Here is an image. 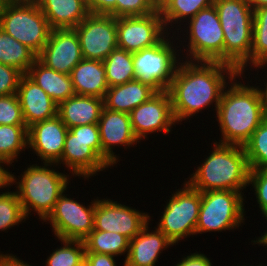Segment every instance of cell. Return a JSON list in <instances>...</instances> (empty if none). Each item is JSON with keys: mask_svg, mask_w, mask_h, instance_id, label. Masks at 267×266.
I'll return each mask as SVG.
<instances>
[{"mask_svg": "<svg viewBox=\"0 0 267 266\" xmlns=\"http://www.w3.org/2000/svg\"><path fill=\"white\" fill-rule=\"evenodd\" d=\"M238 74L233 66L223 62H181L167 90L176 123L189 120L214 102L217 111L223 90Z\"/></svg>", "mask_w": 267, "mask_h": 266, "instance_id": "1", "label": "cell"}, {"mask_svg": "<svg viewBox=\"0 0 267 266\" xmlns=\"http://www.w3.org/2000/svg\"><path fill=\"white\" fill-rule=\"evenodd\" d=\"M238 77L223 90L215 112L222 136L218 143L243 146L265 118L256 87L237 82Z\"/></svg>", "mask_w": 267, "mask_h": 266, "instance_id": "2", "label": "cell"}, {"mask_svg": "<svg viewBox=\"0 0 267 266\" xmlns=\"http://www.w3.org/2000/svg\"><path fill=\"white\" fill-rule=\"evenodd\" d=\"M210 152L186 182L200 192L232 190L242 193L249 186L250 173L244 147L216 141Z\"/></svg>", "mask_w": 267, "mask_h": 266, "instance_id": "3", "label": "cell"}, {"mask_svg": "<svg viewBox=\"0 0 267 266\" xmlns=\"http://www.w3.org/2000/svg\"><path fill=\"white\" fill-rule=\"evenodd\" d=\"M43 164L44 166L29 165L21 174V180L9 172V186L14 183L17 185L15 192L26 217L34 210L39 219L45 221L54 210L59 196L68 188L70 178L69 174L49 168L53 163Z\"/></svg>", "mask_w": 267, "mask_h": 266, "instance_id": "4", "label": "cell"}, {"mask_svg": "<svg viewBox=\"0 0 267 266\" xmlns=\"http://www.w3.org/2000/svg\"><path fill=\"white\" fill-rule=\"evenodd\" d=\"M223 29L224 63L243 76L251 65L254 10L248 0H214Z\"/></svg>", "mask_w": 267, "mask_h": 266, "instance_id": "5", "label": "cell"}, {"mask_svg": "<svg viewBox=\"0 0 267 266\" xmlns=\"http://www.w3.org/2000/svg\"><path fill=\"white\" fill-rule=\"evenodd\" d=\"M0 28L37 56L49 40L52 28L37 2L10 0L0 16Z\"/></svg>", "mask_w": 267, "mask_h": 266, "instance_id": "6", "label": "cell"}, {"mask_svg": "<svg viewBox=\"0 0 267 266\" xmlns=\"http://www.w3.org/2000/svg\"><path fill=\"white\" fill-rule=\"evenodd\" d=\"M169 34L171 33H168L156 45L133 53L135 80L150 86L156 92L169 89L181 63L179 62L180 55L177 54L179 49L173 46V40L172 42L170 40L173 36L170 38Z\"/></svg>", "mask_w": 267, "mask_h": 266, "instance_id": "7", "label": "cell"}, {"mask_svg": "<svg viewBox=\"0 0 267 266\" xmlns=\"http://www.w3.org/2000/svg\"><path fill=\"white\" fill-rule=\"evenodd\" d=\"M244 193L232 190L201 192L196 235L236 229L244 223Z\"/></svg>", "mask_w": 267, "mask_h": 266, "instance_id": "8", "label": "cell"}, {"mask_svg": "<svg viewBox=\"0 0 267 266\" xmlns=\"http://www.w3.org/2000/svg\"><path fill=\"white\" fill-rule=\"evenodd\" d=\"M187 61L224 63V35L214 4L187 20ZM189 28V31H188ZM189 52V53H188ZM189 56V57H188ZM190 58V59H189Z\"/></svg>", "mask_w": 267, "mask_h": 266, "instance_id": "9", "label": "cell"}, {"mask_svg": "<svg viewBox=\"0 0 267 266\" xmlns=\"http://www.w3.org/2000/svg\"><path fill=\"white\" fill-rule=\"evenodd\" d=\"M182 189L172 194L166 203L157 228L176 245L183 238L196 235V225L201 205V192L186 181Z\"/></svg>", "mask_w": 267, "mask_h": 266, "instance_id": "10", "label": "cell"}, {"mask_svg": "<svg viewBox=\"0 0 267 266\" xmlns=\"http://www.w3.org/2000/svg\"><path fill=\"white\" fill-rule=\"evenodd\" d=\"M64 193L59 196L54 210L44 222L49 221L57 239L83 241L94 229L96 199L86 207Z\"/></svg>", "mask_w": 267, "mask_h": 266, "instance_id": "11", "label": "cell"}, {"mask_svg": "<svg viewBox=\"0 0 267 266\" xmlns=\"http://www.w3.org/2000/svg\"><path fill=\"white\" fill-rule=\"evenodd\" d=\"M74 29L84 59L104 61L118 47L117 18L112 15L90 13Z\"/></svg>", "mask_w": 267, "mask_h": 266, "instance_id": "12", "label": "cell"}, {"mask_svg": "<svg viewBox=\"0 0 267 266\" xmlns=\"http://www.w3.org/2000/svg\"><path fill=\"white\" fill-rule=\"evenodd\" d=\"M165 29V30H164ZM161 13L117 17L118 48L134 53L159 43L169 32Z\"/></svg>", "mask_w": 267, "mask_h": 266, "instance_id": "13", "label": "cell"}, {"mask_svg": "<svg viewBox=\"0 0 267 266\" xmlns=\"http://www.w3.org/2000/svg\"><path fill=\"white\" fill-rule=\"evenodd\" d=\"M150 221L147 213L140 212L133 207L117 201L97 199L94 211V229L100 231L117 232L133 239Z\"/></svg>", "mask_w": 267, "mask_h": 266, "instance_id": "14", "label": "cell"}, {"mask_svg": "<svg viewBox=\"0 0 267 266\" xmlns=\"http://www.w3.org/2000/svg\"><path fill=\"white\" fill-rule=\"evenodd\" d=\"M133 132L138 140L148 138L149 133H170L176 124L168 91L157 92L130 113ZM144 138V139H143Z\"/></svg>", "mask_w": 267, "mask_h": 266, "instance_id": "15", "label": "cell"}, {"mask_svg": "<svg viewBox=\"0 0 267 266\" xmlns=\"http://www.w3.org/2000/svg\"><path fill=\"white\" fill-rule=\"evenodd\" d=\"M63 164L72 175L90 179L97 172L110 166L102 159V145L100 140L78 139L67 131L64 150L61 159L56 163ZM90 177V178H89Z\"/></svg>", "mask_w": 267, "mask_h": 266, "instance_id": "16", "label": "cell"}, {"mask_svg": "<svg viewBox=\"0 0 267 266\" xmlns=\"http://www.w3.org/2000/svg\"><path fill=\"white\" fill-rule=\"evenodd\" d=\"M37 58L52 70L70 75L83 59L75 29H52L49 40Z\"/></svg>", "mask_w": 267, "mask_h": 266, "instance_id": "17", "label": "cell"}, {"mask_svg": "<svg viewBox=\"0 0 267 266\" xmlns=\"http://www.w3.org/2000/svg\"><path fill=\"white\" fill-rule=\"evenodd\" d=\"M97 124L102 145V159L110 167L119 161L118 156L112 150L113 147L125 146L124 148H127L140 142L133 132L128 113L112 111L103 107Z\"/></svg>", "mask_w": 267, "mask_h": 266, "instance_id": "18", "label": "cell"}, {"mask_svg": "<svg viewBox=\"0 0 267 266\" xmlns=\"http://www.w3.org/2000/svg\"><path fill=\"white\" fill-rule=\"evenodd\" d=\"M68 127L56 115L53 118L33 123L28 127V148H31L43 163H56L61 159Z\"/></svg>", "mask_w": 267, "mask_h": 266, "instance_id": "19", "label": "cell"}, {"mask_svg": "<svg viewBox=\"0 0 267 266\" xmlns=\"http://www.w3.org/2000/svg\"><path fill=\"white\" fill-rule=\"evenodd\" d=\"M16 94L27 127L57 115L58 105L26 74L22 76Z\"/></svg>", "mask_w": 267, "mask_h": 266, "instance_id": "20", "label": "cell"}, {"mask_svg": "<svg viewBox=\"0 0 267 266\" xmlns=\"http://www.w3.org/2000/svg\"><path fill=\"white\" fill-rule=\"evenodd\" d=\"M149 222L130 240L124 266H155L161 251L174 244L157 227L150 232Z\"/></svg>", "mask_w": 267, "mask_h": 266, "instance_id": "21", "label": "cell"}, {"mask_svg": "<svg viewBox=\"0 0 267 266\" xmlns=\"http://www.w3.org/2000/svg\"><path fill=\"white\" fill-rule=\"evenodd\" d=\"M104 99L74 94L58 105L57 115L69 128L98 123Z\"/></svg>", "mask_w": 267, "mask_h": 266, "instance_id": "22", "label": "cell"}, {"mask_svg": "<svg viewBox=\"0 0 267 266\" xmlns=\"http://www.w3.org/2000/svg\"><path fill=\"white\" fill-rule=\"evenodd\" d=\"M75 94L104 99L109 86L103 61L82 59L70 73Z\"/></svg>", "mask_w": 267, "mask_h": 266, "instance_id": "23", "label": "cell"}, {"mask_svg": "<svg viewBox=\"0 0 267 266\" xmlns=\"http://www.w3.org/2000/svg\"><path fill=\"white\" fill-rule=\"evenodd\" d=\"M52 29L75 28L90 13L86 0H38Z\"/></svg>", "mask_w": 267, "mask_h": 266, "instance_id": "24", "label": "cell"}, {"mask_svg": "<svg viewBox=\"0 0 267 266\" xmlns=\"http://www.w3.org/2000/svg\"><path fill=\"white\" fill-rule=\"evenodd\" d=\"M156 93L150 86L134 79L121 85L109 87L104 97V107L129 114Z\"/></svg>", "mask_w": 267, "mask_h": 266, "instance_id": "25", "label": "cell"}, {"mask_svg": "<svg viewBox=\"0 0 267 266\" xmlns=\"http://www.w3.org/2000/svg\"><path fill=\"white\" fill-rule=\"evenodd\" d=\"M26 75L39 85L57 105L75 94L70 75L52 70L38 58Z\"/></svg>", "mask_w": 267, "mask_h": 266, "instance_id": "26", "label": "cell"}, {"mask_svg": "<svg viewBox=\"0 0 267 266\" xmlns=\"http://www.w3.org/2000/svg\"><path fill=\"white\" fill-rule=\"evenodd\" d=\"M37 55L0 28V63L17 68L26 74Z\"/></svg>", "mask_w": 267, "mask_h": 266, "instance_id": "27", "label": "cell"}, {"mask_svg": "<svg viewBox=\"0 0 267 266\" xmlns=\"http://www.w3.org/2000/svg\"><path fill=\"white\" fill-rule=\"evenodd\" d=\"M85 252L118 256L129 252L130 239L117 232H106L93 229L83 240ZM127 252V253H126Z\"/></svg>", "mask_w": 267, "mask_h": 266, "instance_id": "28", "label": "cell"}, {"mask_svg": "<svg viewBox=\"0 0 267 266\" xmlns=\"http://www.w3.org/2000/svg\"><path fill=\"white\" fill-rule=\"evenodd\" d=\"M28 147L26 125H0V162L10 165Z\"/></svg>", "mask_w": 267, "mask_h": 266, "instance_id": "29", "label": "cell"}, {"mask_svg": "<svg viewBox=\"0 0 267 266\" xmlns=\"http://www.w3.org/2000/svg\"><path fill=\"white\" fill-rule=\"evenodd\" d=\"M103 63L109 87L121 85L135 79L133 53L117 47Z\"/></svg>", "mask_w": 267, "mask_h": 266, "instance_id": "30", "label": "cell"}, {"mask_svg": "<svg viewBox=\"0 0 267 266\" xmlns=\"http://www.w3.org/2000/svg\"><path fill=\"white\" fill-rule=\"evenodd\" d=\"M267 64V6L254 9L251 67L264 68Z\"/></svg>", "mask_w": 267, "mask_h": 266, "instance_id": "31", "label": "cell"}, {"mask_svg": "<svg viewBox=\"0 0 267 266\" xmlns=\"http://www.w3.org/2000/svg\"><path fill=\"white\" fill-rule=\"evenodd\" d=\"M213 4L214 0H173L161 13L166 30L168 31L169 29V23H171L170 26H172L173 24L176 25L181 22H187L185 19H191L200 10L210 7Z\"/></svg>", "mask_w": 267, "mask_h": 266, "instance_id": "32", "label": "cell"}, {"mask_svg": "<svg viewBox=\"0 0 267 266\" xmlns=\"http://www.w3.org/2000/svg\"><path fill=\"white\" fill-rule=\"evenodd\" d=\"M250 169H267V119L243 145Z\"/></svg>", "mask_w": 267, "mask_h": 266, "instance_id": "33", "label": "cell"}, {"mask_svg": "<svg viewBox=\"0 0 267 266\" xmlns=\"http://www.w3.org/2000/svg\"><path fill=\"white\" fill-rule=\"evenodd\" d=\"M63 247L56 248L47 258L46 266H84L83 241L58 239Z\"/></svg>", "mask_w": 267, "mask_h": 266, "instance_id": "34", "label": "cell"}, {"mask_svg": "<svg viewBox=\"0 0 267 266\" xmlns=\"http://www.w3.org/2000/svg\"><path fill=\"white\" fill-rule=\"evenodd\" d=\"M26 218L17 193L0 192V231H7L15 225L18 226Z\"/></svg>", "mask_w": 267, "mask_h": 266, "instance_id": "35", "label": "cell"}, {"mask_svg": "<svg viewBox=\"0 0 267 266\" xmlns=\"http://www.w3.org/2000/svg\"><path fill=\"white\" fill-rule=\"evenodd\" d=\"M0 125H26L17 94L0 96Z\"/></svg>", "mask_w": 267, "mask_h": 266, "instance_id": "36", "label": "cell"}, {"mask_svg": "<svg viewBox=\"0 0 267 266\" xmlns=\"http://www.w3.org/2000/svg\"><path fill=\"white\" fill-rule=\"evenodd\" d=\"M252 184L262 217L267 220V169H250L248 185Z\"/></svg>", "mask_w": 267, "mask_h": 266, "instance_id": "37", "label": "cell"}, {"mask_svg": "<svg viewBox=\"0 0 267 266\" xmlns=\"http://www.w3.org/2000/svg\"><path fill=\"white\" fill-rule=\"evenodd\" d=\"M151 0H117L116 18L144 16L154 13Z\"/></svg>", "mask_w": 267, "mask_h": 266, "instance_id": "38", "label": "cell"}, {"mask_svg": "<svg viewBox=\"0 0 267 266\" xmlns=\"http://www.w3.org/2000/svg\"><path fill=\"white\" fill-rule=\"evenodd\" d=\"M23 75L17 68L0 63V96L16 94Z\"/></svg>", "mask_w": 267, "mask_h": 266, "instance_id": "39", "label": "cell"}, {"mask_svg": "<svg viewBox=\"0 0 267 266\" xmlns=\"http://www.w3.org/2000/svg\"><path fill=\"white\" fill-rule=\"evenodd\" d=\"M117 0H86V4L91 14L112 15L116 18Z\"/></svg>", "mask_w": 267, "mask_h": 266, "instance_id": "40", "label": "cell"}, {"mask_svg": "<svg viewBox=\"0 0 267 266\" xmlns=\"http://www.w3.org/2000/svg\"><path fill=\"white\" fill-rule=\"evenodd\" d=\"M114 257L109 254L85 252L84 266H117Z\"/></svg>", "mask_w": 267, "mask_h": 266, "instance_id": "41", "label": "cell"}, {"mask_svg": "<svg viewBox=\"0 0 267 266\" xmlns=\"http://www.w3.org/2000/svg\"><path fill=\"white\" fill-rule=\"evenodd\" d=\"M69 131L78 139L100 140L99 127L97 123L69 128Z\"/></svg>", "mask_w": 267, "mask_h": 266, "instance_id": "42", "label": "cell"}, {"mask_svg": "<svg viewBox=\"0 0 267 266\" xmlns=\"http://www.w3.org/2000/svg\"><path fill=\"white\" fill-rule=\"evenodd\" d=\"M176 266H213L211 260L203 253H191L182 258Z\"/></svg>", "mask_w": 267, "mask_h": 266, "instance_id": "43", "label": "cell"}, {"mask_svg": "<svg viewBox=\"0 0 267 266\" xmlns=\"http://www.w3.org/2000/svg\"><path fill=\"white\" fill-rule=\"evenodd\" d=\"M0 266H32L20 260L19 257L13 254H1L0 253Z\"/></svg>", "mask_w": 267, "mask_h": 266, "instance_id": "44", "label": "cell"}, {"mask_svg": "<svg viewBox=\"0 0 267 266\" xmlns=\"http://www.w3.org/2000/svg\"><path fill=\"white\" fill-rule=\"evenodd\" d=\"M264 86L265 88H261V87L259 88V86L255 85L258 91L259 97H260V102H261L264 118L267 119V82L266 81L264 82Z\"/></svg>", "mask_w": 267, "mask_h": 266, "instance_id": "45", "label": "cell"}, {"mask_svg": "<svg viewBox=\"0 0 267 266\" xmlns=\"http://www.w3.org/2000/svg\"><path fill=\"white\" fill-rule=\"evenodd\" d=\"M173 0H151L155 12L162 13Z\"/></svg>", "mask_w": 267, "mask_h": 266, "instance_id": "46", "label": "cell"}, {"mask_svg": "<svg viewBox=\"0 0 267 266\" xmlns=\"http://www.w3.org/2000/svg\"><path fill=\"white\" fill-rule=\"evenodd\" d=\"M9 170L5 169L3 163L0 162V189L9 186Z\"/></svg>", "mask_w": 267, "mask_h": 266, "instance_id": "47", "label": "cell"}, {"mask_svg": "<svg viewBox=\"0 0 267 266\" xmlns=\"http://www.w3.org/2000/svg\"><path fill=\"white\" fill-rule=\"evenodd\" d=\"M251 242H253V244L266 246V248H267V230L265 231L264 235L261 234L260 237L256 238V240H254V241L252 240Z\"/></svg>", "mask_w": 267, "mask_h": 266, "instance_id": "48", "label": "cell"}, {"mask_svg": "<svg viewBox=\"0 0 267 266\" xmlns=\"http://www.w3.org/2000/svg\"><path fill=\"white\" fill-rule=\"evenodd\" d=\"M253 10L267 6V0H248Z\"/></svg>", "mask_w": 267, "mask_h": 266, "instance_id": "49", "label": "cell"}, {"mask_svg": "<svg viewBox=\"0 0 267 266\" xmlns=\"http://www.w3.org/2000/svg\"><path fill=\"white\" fill-rule=\"evenodd\" d=\"M10 0H0V16L5 9V6Z\"/></svg>", "mask_w": 267, "mask_h": 266, "instance_id": "50", "label": "cell"}, {"mask_svg": "<svg viewBox=\"0 0 267 266\" xmlns=\"http://www.w3.org/2000/svg\"><path fill=\"white\" fill-rule=\"evenodd\" d=\"M14 1H20V2H37L38 0H14Z\"/></svg>", "mask_w": 267, "mask_h": 266, "instance_id": "51", "label": "cell"}]
</instances>
